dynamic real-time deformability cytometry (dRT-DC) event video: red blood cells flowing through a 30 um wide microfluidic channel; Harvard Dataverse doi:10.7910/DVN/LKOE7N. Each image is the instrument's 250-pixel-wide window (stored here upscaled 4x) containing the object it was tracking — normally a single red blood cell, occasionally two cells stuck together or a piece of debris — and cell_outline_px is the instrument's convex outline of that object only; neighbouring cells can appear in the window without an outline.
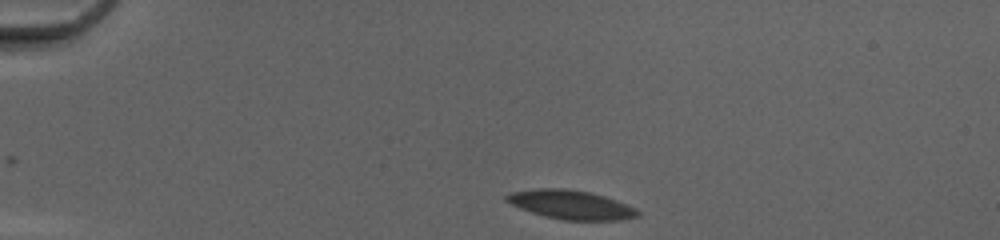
{"species": "common noctule bat (a hibernating species)", "species_latin": "Nyctalus noctula", "temperature_condition": "cold", "stored_images_in_passage": 43, "camera_frame_rate_fps": 3000, "um_per_image_px": 0.085, "animal": {"sex": "female", "body_mass_g": 20.0, "forearm_length_mm": 54.0}, "frame": {"image": 1, "passage_image": 1, "time_ms": 0.0, "image_size_px": [1000, 240], "cell_outline_px": [[640, 216], [620, 220], [564, 220], [544, 216], [520, 208], [504, 200], [504, 196], [512, 192], [536, 188], [564, 188], [588, 192], [604, 196], [616, 200], [636, 208], [640, 212]], "centroid_in_image_um": [48.53, 17.4], "position_along_channel_um": 36.5, "area_um2": 22.08}}
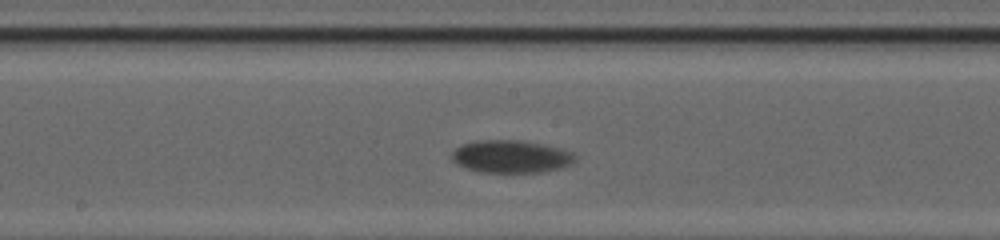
{"frame": {"image": 2, "passage_image": 19, "time_ms": 6.0, "image_size_px": [1000, 240], "cell_outline_px": [[576, 160], [572, 164], [560, 168], [540, 172], [480, 172], [456, 164], [452, 160], [452, 152], [460, 144], [472, 140], [524, 140], [564, 148], [572, 152], [576, 156]], "centroid_in_image_um": [43.45, 13.28], "position_along_channel_um": 204.7, "area_um2": 23.81}}
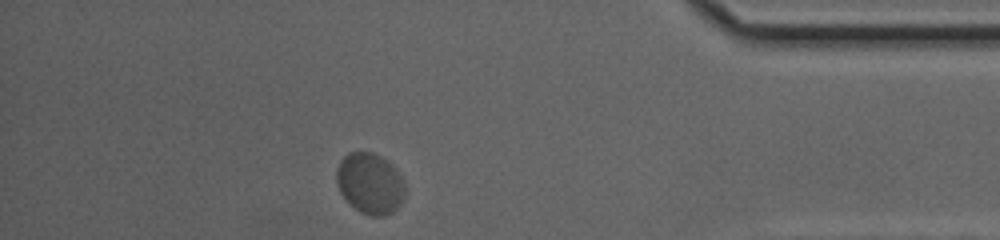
{"frame": {"image": 3, "passage_image": 37, "time_ms": 12.0, "image_size_px": [1000, 240], "cell_outline_px": [[404, 196], [400, 204], [392, 212], [384, 216], [368, 216], [360, 212], [348, 204], [340, 192], [336, 184], [336, 168], [340, 160], [348, 152], [372, 152], [380, 156], [396, 168], [404, 184]], "centroid_in_image_um": [31.41, 15.6], "position_along_channel_um": 403.8, "area_um2": 24.51}, "authors_computed_cell_mechanics": {"area_um2": 23.2934, "velocity_mm_per_s": 3.8541, "shape_relaxation_time_tau1_ms": 1.8537, "shape_relaxation_time_tau2_ms": null, "deformation_change_tau1": 0.0648, "deformation_change_tau2": null}}